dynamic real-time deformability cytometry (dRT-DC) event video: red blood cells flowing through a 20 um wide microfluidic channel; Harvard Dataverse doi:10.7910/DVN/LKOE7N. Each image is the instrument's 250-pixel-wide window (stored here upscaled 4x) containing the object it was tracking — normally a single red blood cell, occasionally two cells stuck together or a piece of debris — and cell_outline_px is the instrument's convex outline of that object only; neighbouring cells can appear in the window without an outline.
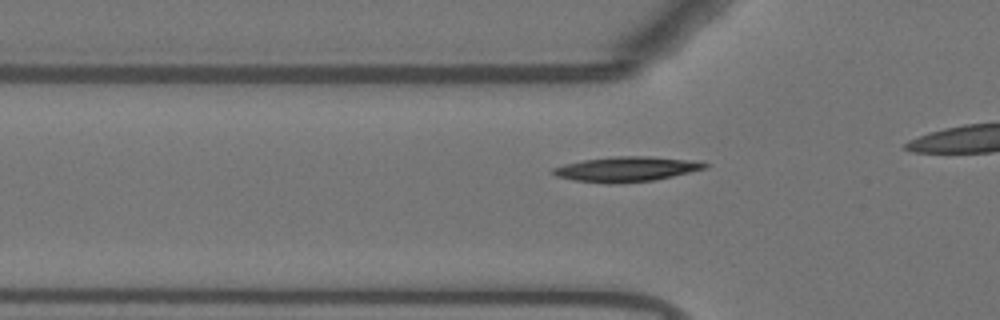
{"species": "Egyptian fruit bat (a non-hibernating species)", "species_latin": "Rousettus aegyptiacus", "temperature_condition": "warm", "stored_images_in_passage": 12, "camera_frame_rate_fps": 3000, "um_per_image_px": 0.085, "animal": {"sex": "female"}, "frame": {"image": 1, "passage_image": 6, "time_ms": 1.667, "image_size_px": [1000, 320], "cell_outline_px": [[708, 168], [672, 176], [652, 180], [616, 184], [608, 184], [572, 180], [556, 176], [548, 172], [552, 168], [564, 164], [584, 160], [612, 156], [648, 156], [692, 160], [708, 164]], "centroid_in_image_um": [53.18, 14.38], "position_along_channel_um": 72.6, "area_um2": 22.2}}
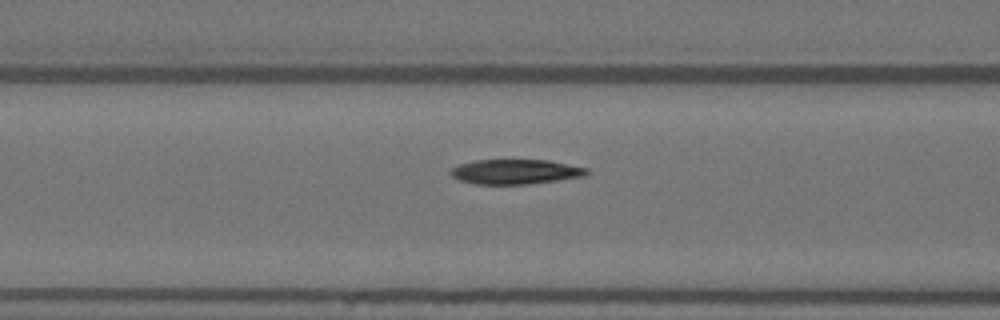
{"frame": {"image": 2, "passage_image": 10, "time_ms": 3.0, "image_size_px": [1000, 320], "cell_outline_px": [[588, 172], [584, 176], [528, 184], [476, 184], [460, 180], [452, 176], [448, 172], [452, 168], [460, 164], [476, 160], [548, 160], [588, 168]], "centroid_in_image_um": [43.79, 14.59], "position_along_channel_um": 122.8, "area_um2": 19.48}}